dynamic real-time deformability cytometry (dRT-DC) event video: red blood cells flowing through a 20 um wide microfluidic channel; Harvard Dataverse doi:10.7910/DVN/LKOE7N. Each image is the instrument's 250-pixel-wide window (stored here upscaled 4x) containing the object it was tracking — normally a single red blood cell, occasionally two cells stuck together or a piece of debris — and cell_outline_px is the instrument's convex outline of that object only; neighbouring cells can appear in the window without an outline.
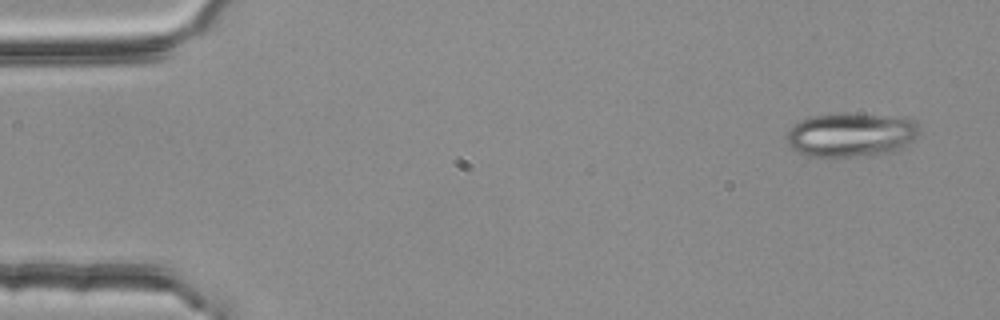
{"species": "common noctule bat (a hibernating species)", "species_latin": "Nyctalus noctula", "temperature_condition": "room temperature", "stored_images_in_passage": 4, "camera_frame_rate_fps": 3000, "um_per_image_px": 0.085, "animal": {"sex": "female", "body_mass_g": 25.1}, "frame": {"image": 1, "passage_image": 1, "time_ms": 0.0, "image_size_px": [1000, 320], "cell_outline_px": [[916, 136], [904, 148], [892, 152], [856, 156], [804, 156], [796, 152], [788, 144], [784, 136], [792, 124], [800, 120], [812, 116], [840, 112], [844, 112], [916, 120]], "centroid_in_image_um": [72.23, 11.46], "position_along_channel_um": 12.8, "area_um2": 34.04}}